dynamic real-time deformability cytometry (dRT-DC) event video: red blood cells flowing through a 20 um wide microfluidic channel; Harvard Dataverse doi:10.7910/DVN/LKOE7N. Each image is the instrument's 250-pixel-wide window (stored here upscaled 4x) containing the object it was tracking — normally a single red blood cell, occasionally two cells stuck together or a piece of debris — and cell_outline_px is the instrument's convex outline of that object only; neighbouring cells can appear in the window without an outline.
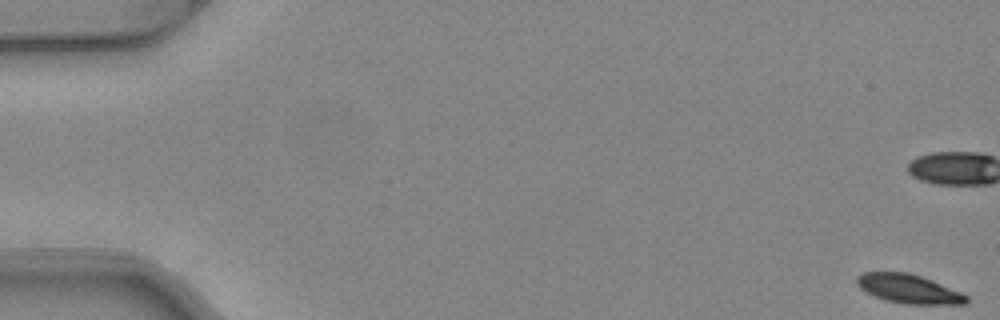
{"species": "common noctule bat (a hibernating species)", "species_latin": "Nyctalus noctula", "temperature_condition": "warm", "stored_images_in_passage": 52, "camera_frame_rate_fps": 3000, "um_per_image_px": 0.085, "animal": {"sex": "female", "body_mass_g": 24.6, "forearm_length_mm": 56.2}, "frame": {"image": 1, "passage_image": 1, "time_ms": 0.0, "image_size_px": [1000, 320], "cell_outline_px": [[968, 304], [904, 304], [884, 300], [860, 288], [856, 284], [856, 276], [864, 272], [908, 272], [932, 280], [960, 292], [968, 296]], "centroid_in_image_um": [77.23, 24.55], "position_along_channel_um": 7.8, "area_um2": 18.44}}
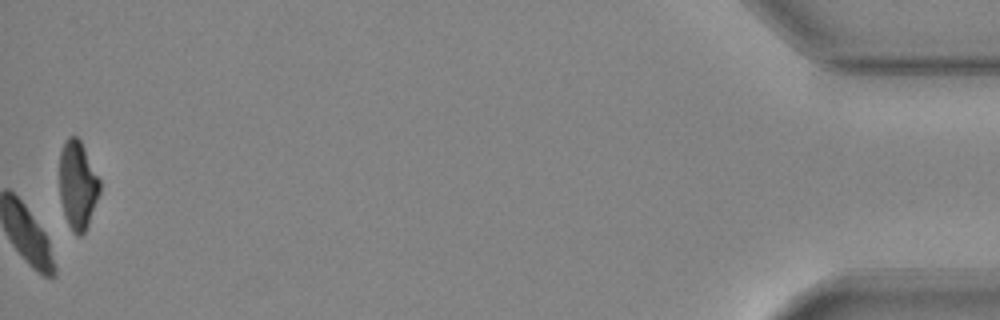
{"frame": {"image": 2, "passage_image": 52, "time_ms": 17.0, "image_size_px": [1000, 320], "cell_outline_px": [[100, 192], [88, 224], [84, 232], [80, 236], [76, 236], [72, 232], [64, 216], [60, 200], [60, 152], [64, 140], [68, 136], [76, 136], [80, 140], [100, 180]], "centroid_in_image_um": [6.59, 15.74], "position_along_channel_um": 428.6, "area_um2": 20.75}, "authors_computed_cell_mechanics": {"area_um2": 20.5768, "velocity_mm_per_s": 4.0612, "shape_relaxation_time_tau1_ms": 2.2023, "shape_relaxation_time_tau2_ms": null, "deformation_change_tau1": 0.0915, "deformation_change_tau2": null}}